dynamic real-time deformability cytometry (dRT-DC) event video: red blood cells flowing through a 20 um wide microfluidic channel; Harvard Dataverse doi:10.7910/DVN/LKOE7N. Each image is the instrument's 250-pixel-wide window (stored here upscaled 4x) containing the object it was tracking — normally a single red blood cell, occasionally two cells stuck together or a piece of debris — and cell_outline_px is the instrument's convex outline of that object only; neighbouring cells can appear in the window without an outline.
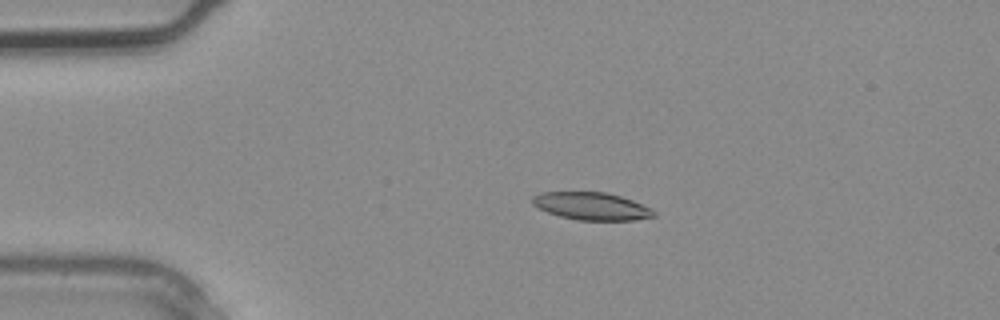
{"species": "common noctule bat (a hibernating species)", "species_latin": "Nyctalus noctula", "temperature_condition": "warm", "stored_images_in_passage": 3, "camera_frame_rate_fps": 3000, "um_per_image_px": 0.085, "animal": {"sex": "male", "body_mass_g": 20.4}, "frame": {"image": 1, "passage_image": 2, "time_ms": 0.333, "image_size_px": [1000, 320], "cell_outline_px": [[656, 216], [632, 220], [576, 220], [560, 216], [548, 212], [532, 204], [532, 196], [540, 192], [604, 192], [620, 196], [632, 200], [652, 208], [656, 212]], "centroid_in_image_um": [50.29, 17.52], "position_along_channel_um": 34.7, "area_um2": 19.48}}